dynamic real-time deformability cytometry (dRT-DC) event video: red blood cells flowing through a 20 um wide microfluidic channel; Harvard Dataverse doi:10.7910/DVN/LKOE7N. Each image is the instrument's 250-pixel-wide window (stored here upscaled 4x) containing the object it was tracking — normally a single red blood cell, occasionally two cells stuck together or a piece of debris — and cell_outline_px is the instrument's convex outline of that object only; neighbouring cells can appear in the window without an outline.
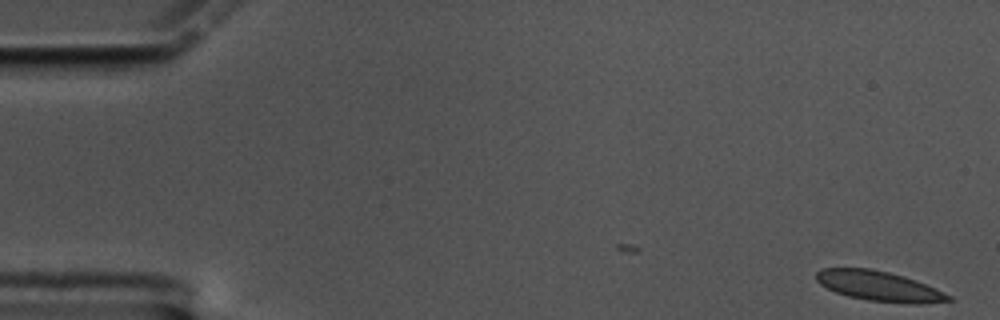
{"species": "common noctule bat (a hibernating species)", "species_latin": "Nyctalus noctula", "temperature_condition": "cold", "stored_images_in_passage": 58, "camera_frame_rate_fps": 3000, "um_per_image_px": 0.085, "animal": {"sex": "male", "body_mass_g": 17.5, "forearm_length_mm": 52.3}, "frame": {"image": 1, "passage_image": 1, "time_ms": 0.0, "image_size_px": [1000, 320], "cell_outline_px": [[952, 300], [920, 304], [908, 304], [868, 300], [848, 296], [836, 292], [820, 284], [816, 280], [816, 272], [820, 268], [872, 268], [904, 276], [916, 280], [936, 288], [952, 296]], "centroid_in_image_um": [74.73, 24.31], "position_along_channel_um": 10.3, "area_um2": 23.18}}
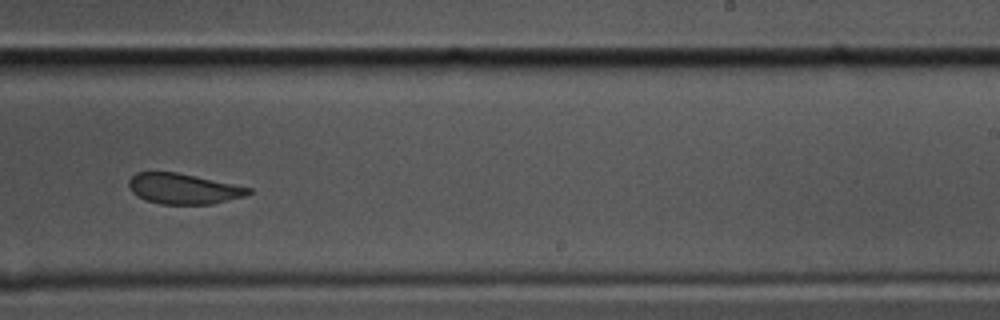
{"frame": {"image": 2, "passage_image": 36, "time_ms": 11.667, "image_size_px": [1000, 320], "cell_outline_px": [[252, 192], [244, 196], [212, 204], [160, 204], [144, 200], [136, 196], [132, 192], [128, 184], [128, 180], [136, 172], [176, 172], [252, 188]], "centroid_in_image_um": [15.55, 16.05], "position_along_channel_um": 273.5, "area_um2": 21.21}}
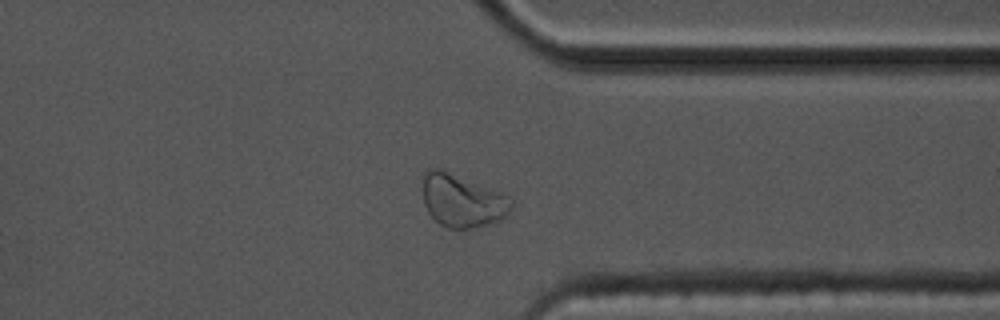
{"frame": {"image": 3, "passage_image": 45, "time_ms": 14.667, "image_size_px": [1000, 320], "cell_outline_px": [[512, 208], [500, 220], [468, 228], [448, 228], [440, 224], [428, 212], [424, 204], [424, 172], [432, 168], [440, 168], [504, 192], [512, 196]], "centroid_in_image_um": [39.33, 17.02], "position_along_channel_um": 372.1, "area_um2": 27.28}, "authors_computed_cell_mechanics": {"area_um2": 23.3512, "velocity_mm_per_s": 3.3628, "shape_relaxation_time_tau1_ms": 9.5481, "shape_relaxation_time_tau2_ms": null, "deformation_change_tau1": 0.1435, "deformation_change_tau2": null}}